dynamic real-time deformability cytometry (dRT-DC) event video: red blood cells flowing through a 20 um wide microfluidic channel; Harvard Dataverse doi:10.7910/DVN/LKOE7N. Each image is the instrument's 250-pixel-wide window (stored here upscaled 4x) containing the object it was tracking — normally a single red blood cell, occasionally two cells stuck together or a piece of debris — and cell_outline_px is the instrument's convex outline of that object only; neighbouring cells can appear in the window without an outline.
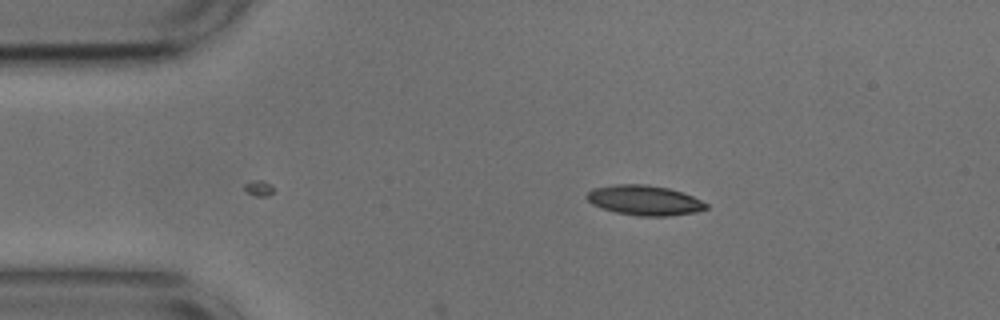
{"species": "common noctule bat (a hibernating species)", "species_latin": "Nyctalus noctula", "temperature_condition": "cold", "stored_images_in_passage": 6, "camera_frame_rate_fps": 3000, "um_per_image_px": 0.085, "animal": {"sex": "male", "body_mass_g": 17.9, "forearm_length_mm": 54.2}, "frame": {"image": 1, "passage_image": 1, "time_ms": 0.0, "image_size_px": [1000, 320], "cell_outline_px": [[708, 208], [696, 212], [668, 216], [640, 216], [616, 212], [592, 204], [584, 196], [592, 188], [616, 184], [644, 184], [668, 188], [692, 196], [708, 204]], "centroid_in_image_um": [54.76, 17.02], "position_along_channel_um": 30.2, "area_um2": 20.69}}